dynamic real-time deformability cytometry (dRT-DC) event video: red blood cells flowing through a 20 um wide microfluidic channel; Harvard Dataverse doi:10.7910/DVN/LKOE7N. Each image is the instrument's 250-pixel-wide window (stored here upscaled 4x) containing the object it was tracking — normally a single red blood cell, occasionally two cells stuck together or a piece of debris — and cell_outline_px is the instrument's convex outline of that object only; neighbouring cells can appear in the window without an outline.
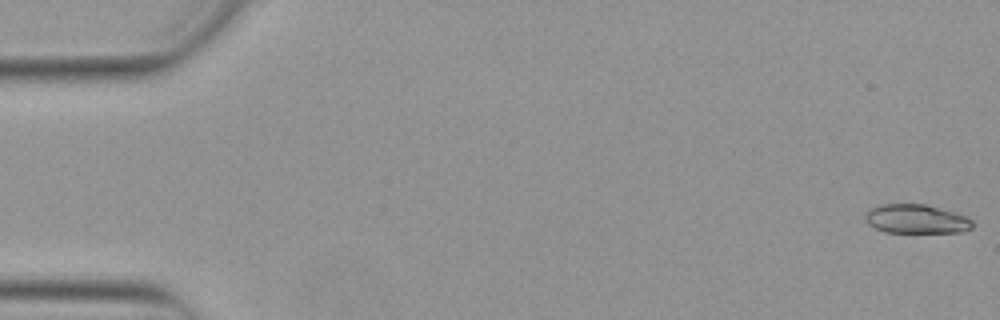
{"species": "Egyptian fruit bat (a non-hibernating species)", "species_latin": "Rousettus aegyptiacus", "temperature_condition": "warm", "stored_images_in_passage": 53, "camera_frame_rate_fps": 3000, "um_per_image_px": 0.085, "animal": {"sex": "female"}, "frame": {"image": 1, "passage_image": 1, "time_ms": 0.0, "image_size_px": [1000, 320], "cell_outline_px": [[972, 228], [964, 232], [884, 232], [868, 224], [864, 220], [864, 216], [872, 208], [880, 204], [924, 204], [956, 212], [972, 220]], "centroid_in_image_um": [77.88, 18.61], "position_along_channel_um": 7.1, "area_um2": 18.09}}
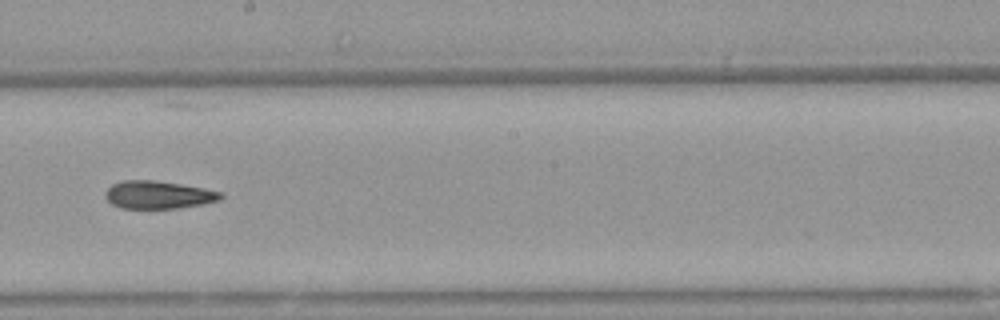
{"frame": {"image": 2, "passage_image": 30, "time_ms": 9.667, "image_size_px": [1000, 320], "cell_outline_px": [[224, 196], [220, 200], [204, 204], [176, 208], [120, 208], [112, 204], [104, 196], [104, 192], [112, 184], [124, 180], [156, 180], [204, 188], [224, 192]], "centroid_in_image_um": [13.47, 16.55], "position_along_channel_um": 234.7, "area_um2": 18.84}}
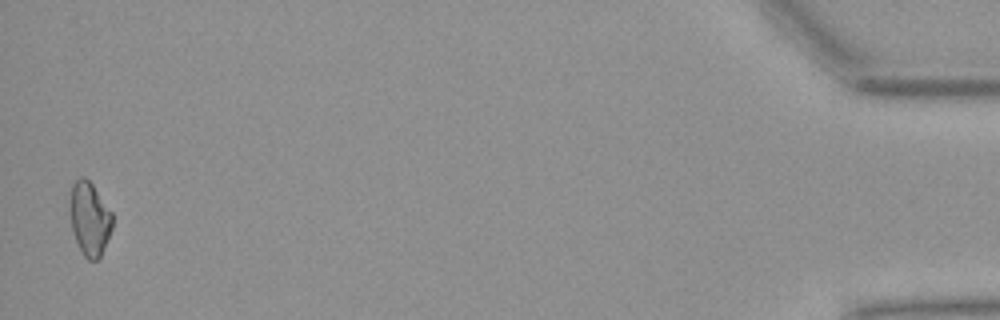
{"frame": {"image": 3, "passage_image": 52, "time_ms": 17.0, "image_size_px": [1000, 320], "cell_outline_px": [[112, 228], [100, 256], [96, 260], [88, 260], [84, 256], [76, 240], [72, 228], [68, 212], [68, 200], [72, 184], [80, 176], [84, 176], [92, 184], [112, 212]], "centroid_in_image_um": [7.57, 18.54], "position_along_channel_um": 427.6, "area_um2": 18.32}, "authors_computed_cell_mechanics": {"area_um2": 18.785, "velocity_mm_per_s": 3.9063, "shape_relaxation_time_tau1_ms": null, "shape_relaxation_time_tau2_ms": 4.1722, "deformation_change_tau1": null, "deformation_change_tau2": 0.1366}}